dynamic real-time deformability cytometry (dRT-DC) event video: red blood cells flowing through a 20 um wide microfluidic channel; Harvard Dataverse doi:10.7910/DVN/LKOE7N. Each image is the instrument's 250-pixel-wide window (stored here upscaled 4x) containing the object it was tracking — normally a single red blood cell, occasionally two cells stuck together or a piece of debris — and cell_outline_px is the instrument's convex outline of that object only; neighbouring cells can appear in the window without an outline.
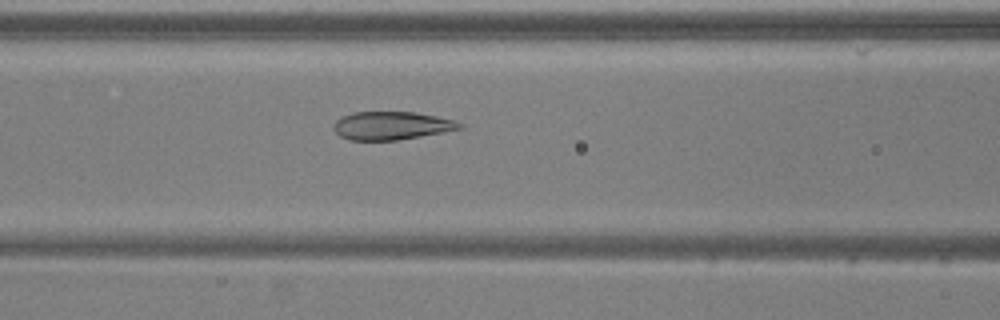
{"species": "common noctule bat (a hibernating species)", "species_latin": "Nyctalus noctula", "temperature_condition": "warm", "stored_images_in_passage": 51, "camera_frame_rate_fps": 3000, "um_per_image_px": 0.085, "animal": {"sex": "male", "body_mass_g": 20.5, "forearm_length_mm": 52.5}, "frame": {"image": 1, "passage_image": 20, "time_ms": 6.333, "image_size_px": [1000, 320], "cell_outline_px": [[464, 128], [420, 136], [396, 140], [348, 140], [340, 136], [332, 128], [332, 124], [340, 116], [352, 112], [416, 112], [436, 116], [452, 120], [464, 124]], "centroid_in_image_um": [33.23, 10.67], "position_along_channel_um": 133.4, "area_um2": 20.75}}
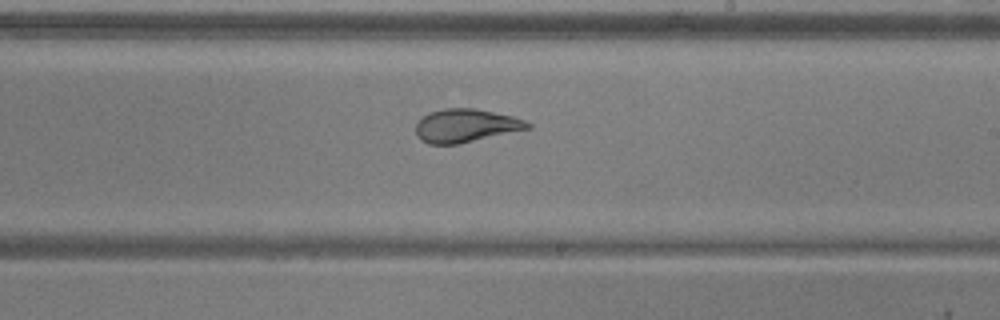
{"frame": {"image": 2, "passage_image": 29, "time_ms": 9.333, "image_size_px": [1000, 320], "cell_outline_px": [[532, 128], [460, 144], [428, 144], [420, 140], [416, 136], [416, 124], [428, 112], [444, 108], [476, 108], [512, 116], [524, 120], [532, 124]], "centroid_in_image_um": [39.59, 10.68], "position_along_channel_um": 249.4, "area_um2": 21.91}}
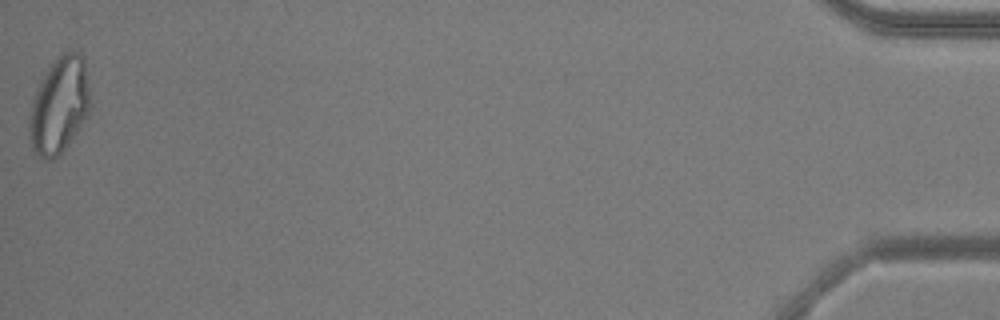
{"frame": {"image": 3, "passage_image": 51, "time_ms": 16.667, "image_size_px": [1000, 320], "cell_outline_px": [[88, 108], [76, 132], [68, 144], [56, 156], [48, 160], [40, 160], [32, 148], [28, 128], [28, 116], [32, 100], [48, 68], [60, 52], [80, 52], [84, 60], [88, 88]], "centroid_in_image_um": [4.98, 8.96], "position_along_channel_um": 430.2, "area_um2": 33.35}, "authors_computed_cell_mechanics": {"area_um2": 25.3742, "velocity_mm_per_s": 3.8723, "shape_relaxation_time_tau1_ms": 5.1999, "shape_relaxation_time_tau2_ms": 1.4243, "deformation_change_tau1": 0.1648, "deformation_change_tau2": 0.0405}}